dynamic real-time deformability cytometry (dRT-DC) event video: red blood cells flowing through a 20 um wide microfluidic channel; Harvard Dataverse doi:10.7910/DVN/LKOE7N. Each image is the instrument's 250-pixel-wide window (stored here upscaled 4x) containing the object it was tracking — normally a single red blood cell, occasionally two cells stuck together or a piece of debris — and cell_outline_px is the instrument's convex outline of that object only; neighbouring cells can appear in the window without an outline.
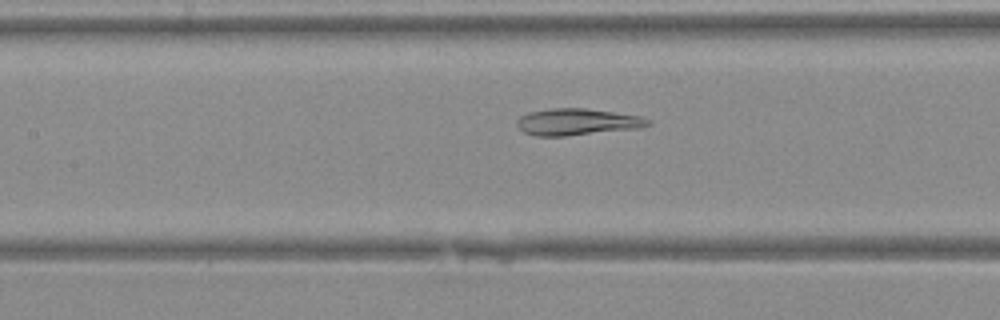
{"species": "Egyptian fruit bat (a non-hibernating species)", "species_latin": "Rousettus aegyptiacus", "temperature_condition": "warm", "stored_images_in_passage": 25, "camera_frame_rate_fps": 3000, "um_per_image_px": 0.085, "animal": {"sex": "female"}, "frame": {"image": 1, "passage_image": 7, "time_ms": 2.0, "image_size_px": [1000, 320], "cell_outline_px": [[652, 124], [640, 128], [564, 136], [536, 136], [524, 132], [516, 124], [516, 120], [520, 116], [528, 112], [548, 108], [584, 108], [640, 116], [652, 120]], "centroid_in_image_um": [49.05, 10.36], "position_along_channel_um": 158.4, "area_um2": 20.4}}
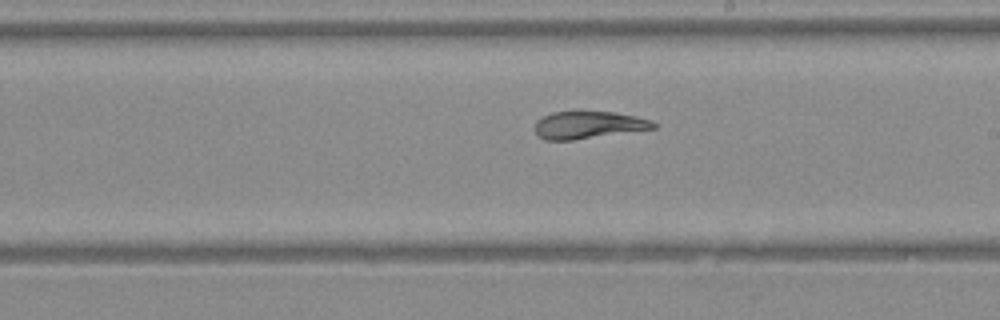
{"frame": {"image": 2, "passage_image": 12, "time_ms": 3.667, "image_size_px": [1000, 320], "cell_outline_px": [[656, 128], [572, 140], [544, 140], [536, 132], [536, 120], [552, 112], [612, 112], [652, 120], [656, 124]], "centroid_in_image_um": [50.0, 10.63], "position_along_channel_um": 239.0, "area_um2": 18.5}}
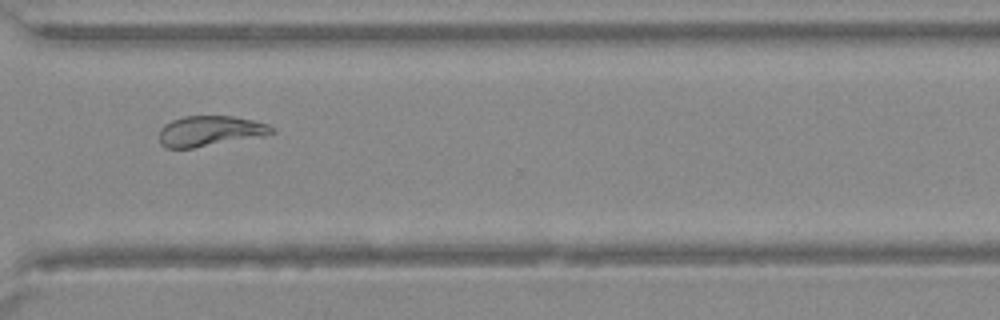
{"frame": {"image": 3, "passage_image": 19, "time_ms": 6.0, "image_size_px": [1000, 320], "cell_outline_px": [[276, 132], [264, 136], [192, 148], [164, 148], [160, 144], [160, 128], [164, 124], [172, 120], [184, 116], [232, 116], [252, 120], [268, 124]], "centroid_in_image_um": [17.83, 11.14], "position_along_channel_um": 352.8, "area_um2": 19.94}}